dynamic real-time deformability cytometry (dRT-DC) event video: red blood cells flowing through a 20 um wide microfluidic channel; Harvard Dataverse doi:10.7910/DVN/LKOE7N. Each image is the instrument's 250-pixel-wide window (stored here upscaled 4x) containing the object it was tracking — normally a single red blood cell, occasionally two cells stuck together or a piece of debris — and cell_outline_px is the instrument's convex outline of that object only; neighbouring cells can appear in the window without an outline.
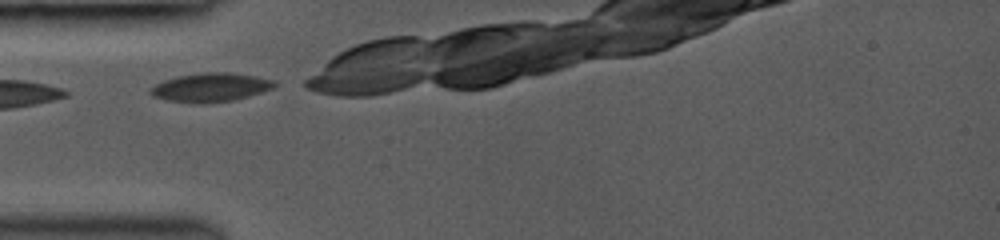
{"species": "common noctule bat (a hibernating species)", "species_latin": "Nyctalus noctula", "temperature_condition": "room temperature", "stored_images_in_passage": 5, "camera_frame_rate_fps": 3000, "um_per_image_px": 0.085, "animal": {"sex": "female", "body_mass_g": 19.0, "forearm_length_mm": 53.3}, "frame": {"image": 1, "passage_image": 1, "time_ms": 0.0, "image_size_px": [1000, 240], "cell_outline_px": [[276, 84], [272, 88], [248, 96], [232, 100], [204, 104], [200, 104], [164, 100], [152, 96], [148, 92], [148, 88], [164, 80], [176, 76], [204, 72], [228, 72], [276, 80]], "centroid_in_image_um": [17.82, 7.43], "position_along_channel_um": 67.2, "area_um2": 20.87}}